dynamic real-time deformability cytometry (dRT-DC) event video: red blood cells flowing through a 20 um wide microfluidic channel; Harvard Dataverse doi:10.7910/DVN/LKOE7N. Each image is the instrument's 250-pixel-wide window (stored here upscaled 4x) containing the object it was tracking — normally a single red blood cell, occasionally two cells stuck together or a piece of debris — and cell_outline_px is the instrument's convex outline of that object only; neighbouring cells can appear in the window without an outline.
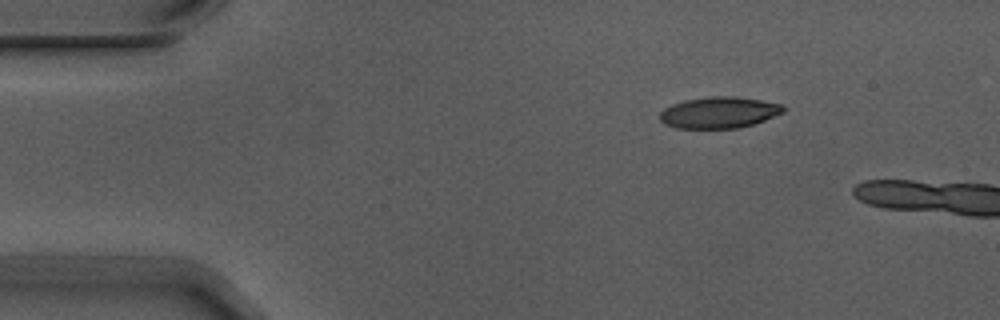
{"species": "Egyptian fruit bat (a non-hibernating species)", "species_latin": "Rousettus aegyptiacus", "temperature_condition": "warm", "stored_images_in_passage": 2, "camera_frame_rate_fps": 3000, "um_per_image_px": 0.085, "animal": {"sex": "male"}, "frame": {"image": 1, "passage_image": 1, "time_ms": 0.0, "image_size_px": [1000, 320], "cell_outline_px": [[784, 112], [764, 120], [752, 124], [736, 128], [676, 128], [664, 124], [660, 120], [660, 112], [664, 108], [672, 104], [684, 100], [708, 96], [736, 96], [784, 104]], "centroid_in_image_um": [61.1, 9.55], "position_along_channel_um": 23.9, "area_um2": 22.6}}